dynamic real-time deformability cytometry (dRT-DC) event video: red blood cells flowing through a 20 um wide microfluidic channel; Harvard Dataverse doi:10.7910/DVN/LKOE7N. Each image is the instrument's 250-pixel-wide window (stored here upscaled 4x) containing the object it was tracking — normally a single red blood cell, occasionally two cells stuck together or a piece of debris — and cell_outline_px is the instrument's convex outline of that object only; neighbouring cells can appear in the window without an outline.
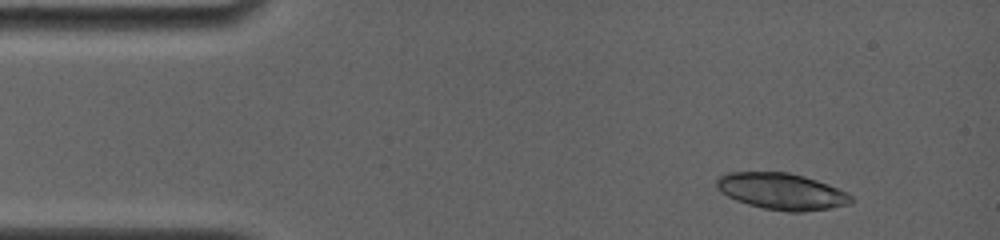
{"species": "common noctule bat (a hibernating species)", "species_latin": "Nyctalus noctula", "temperature_condition": "room temperature", "stored_images_in_passage": 3, "camera_frame_rate_fps": 4000, "um_per_image_px": 0.085, "animal": {"sex": "female", "body_mass_g": 19.0, "forearm_length_mm": 56.7}, "frame": {"image": 1, "passage_image": 1, "time_ms": 0.0, "image_size_px": [1000, 240], "cell_outline_px": [[852, 200], [848, 204], [828, 208], [800, 212], [788, 212], [764, 208], [748, 204], [736, 200], [720, 192], [716, 184], [716, 180], [720, 176], [728, 172], [788, 172], [804, 176], [816, 180], [836, 188], [852, 196]], "centroid_in_image_um": [66.39, 16.26], "position_along_channel_um": 18.6, "area_um2": 28.21}}